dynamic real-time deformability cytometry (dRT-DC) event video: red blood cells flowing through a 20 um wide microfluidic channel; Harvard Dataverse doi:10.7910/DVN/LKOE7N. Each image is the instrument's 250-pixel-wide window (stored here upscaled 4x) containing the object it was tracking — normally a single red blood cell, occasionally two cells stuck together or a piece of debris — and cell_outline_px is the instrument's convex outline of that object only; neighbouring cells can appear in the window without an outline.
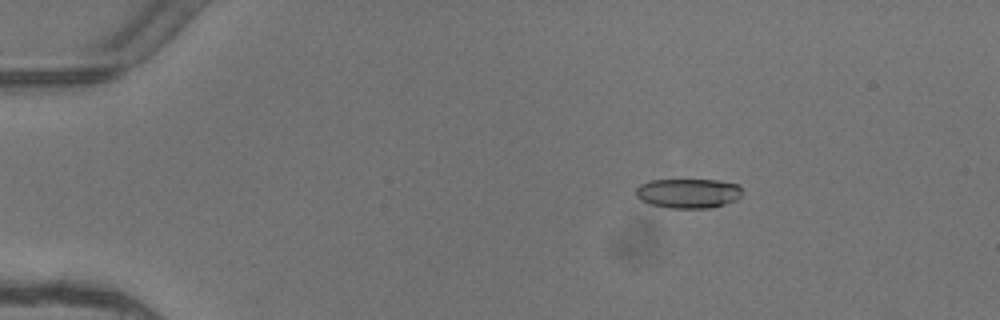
{"species": "common noctule bat (a hibernating species)", "species_latin": "Nyctalus noctula", "temperature_condition": "warm", "stored_images_in_passage": 4, "camera_frame_rate_fps": 3000, "um_per_image_px": 0.085, "animal": {"sex": "female"}, "frame": {"image": 1, "passage_image": 2, "time_ms": 0.333, "image_size_px": [1000, 320], "cell_outline_px": [[740, 196], [736, 200], [724, 204], [708, 208], [668, 208], [652, 204], [640, 200], [636, 196], [636, 188], [640, 184], [652, 180], [720, 180], [740, 184]], "centroid_in_image_um": [58.5, 16.42], "position_along_channel_um": 26.5, "area_um2": 18.32}}